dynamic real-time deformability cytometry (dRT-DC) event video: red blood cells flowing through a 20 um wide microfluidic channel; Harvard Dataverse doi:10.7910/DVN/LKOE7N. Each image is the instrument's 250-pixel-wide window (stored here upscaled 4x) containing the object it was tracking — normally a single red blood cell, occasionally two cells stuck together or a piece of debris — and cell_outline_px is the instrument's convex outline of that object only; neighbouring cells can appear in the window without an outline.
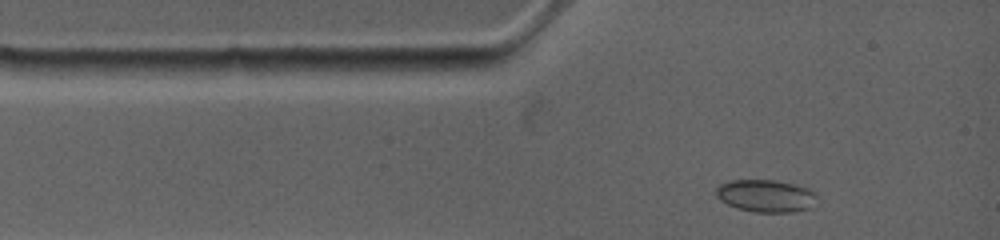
{"species": "common noctule bat (a hibernating species)", "species_latin": "Nyctalus noctula", "temperature_condition": "warm", "stored_images_in_passage": 24, "camera_frame_rate_fps": 4500, "um_per_image_px": 0.085, "animal": {"sex": "female", "body_mass_g": 19.0, "forearm_length_mm": 53.3}, "frame": {"image": 1, "passage_image": 2, "time_ms": 0.444, "image_size_px": [1000, 240], "cell_outline_px": [[816, 196], [812, 208], [792, 212], [756, 212], [736, 208], [720, 200], [716, 196], [716, 188], [720, 184], [728, 180], [772, 180], [796, 184], [808, 188], [816, 192]], "centroid_in_image_um": [65.1, 16.64], "position_along_channel_um": 19.9, "area_um2": 19.19}}
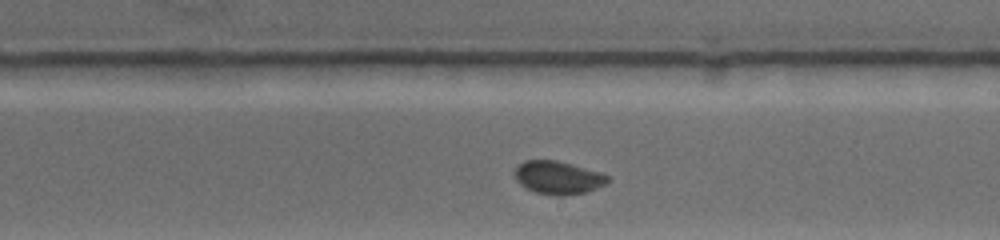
{"frame": {"image": 2, "passage_image": 15, "time_ms": 6.667, "image_size_px": [1000, 240], "cell_outline_px": [[608, 180], [604, 184], [588, 192], [564, 196], [556, 196], [536, 192], [524, 188], [516, 180], [512, 172], [524, 160], [556, 160], [604, 172], [608, 176]], "centroid_in_image_um": [47.42, 15.1], "position_along_channel_um": 241.6, "area_um2": 18.21}}
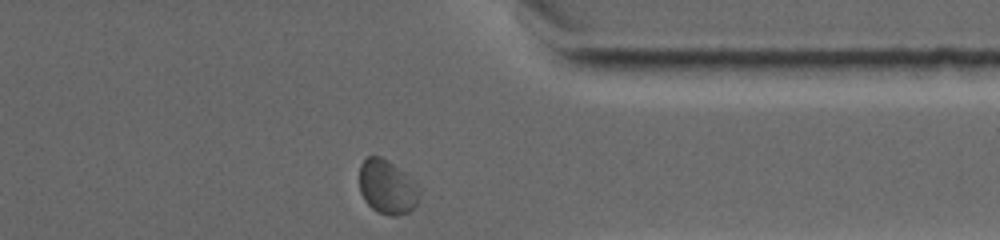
{"frame": {"image": 3, "passage_image": 24, "time_ms": 10.444, "image_size_px": [1000, 240], "cell_outline_px": [[420, 196], [416, 204], [408, 212], [396, 216], [388, 216], [376, 212], [364, 200], [360, 192], [360, 164], [368, 156], [380, 156], [404, 172], [420, 188]], "centroid_in_image_um": [32.9, 15.92], "position_along_channel_um": 378.5, "area_um2": 18.9}, "authors_computed_cell_mechanics": {"area_um2": 17.7157, "velocity_mm_per_s": 3.7979, "shape_relaxation_time_tau1_ms": 4.5641, "shape_relaxation_time_tau2_ms": null, "deformation_change_tau1": 0.0735, "deformation_change_tau2": null}}